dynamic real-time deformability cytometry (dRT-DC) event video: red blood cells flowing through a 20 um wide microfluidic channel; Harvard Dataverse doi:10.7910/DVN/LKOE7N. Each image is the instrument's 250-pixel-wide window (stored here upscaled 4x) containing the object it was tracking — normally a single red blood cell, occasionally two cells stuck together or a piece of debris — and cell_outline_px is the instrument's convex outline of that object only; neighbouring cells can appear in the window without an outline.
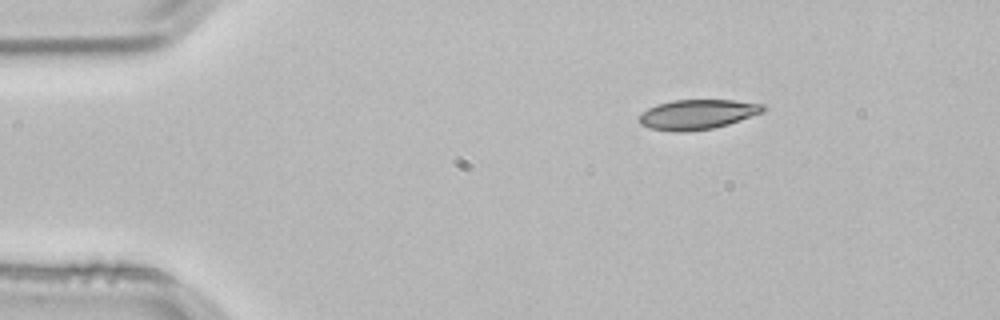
{"species": "common noctule bat (a hibernating species)", "species_latin": "Nyctalus noctula", "temperature_condition": "room temperature", "stored_images_in_passage": 2, "camera_frame_rate_fps": 3000, "um_per_image_px": 0.085, "animal": {"sex": "male", "body_mass_g": 21.5, "forearm_length_mm": 52.0}, "frame": {"image": 1, "passage_image": 1, "time_ms": 0.0, "image_size_px": [1000, 320], "cell_outline_px": [[768, 108], [764, 112], [728, 124], [712, 128], [684, 132], [676, 132], [648, 128], [640, 124], [636, 120], [648, 108], [656, 104], [672, 100], [732, 100], [764, 104]], "centroid_in_image_um": [59.27, 9.72], "position_along_channel_um": 25.7, "area_um2": 21.68}}
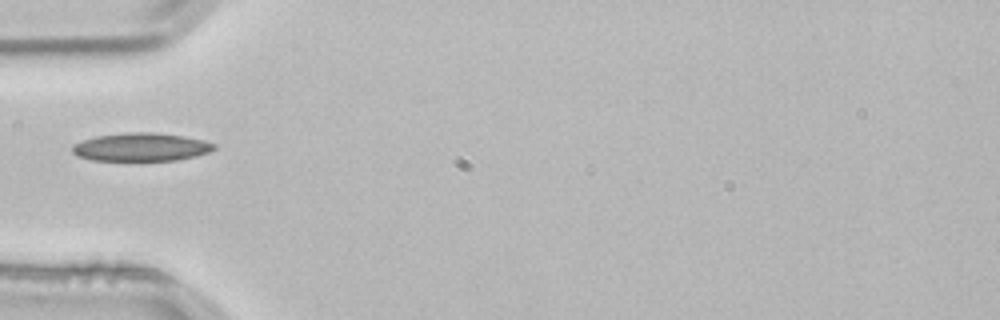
{"frame": {"image": 2, "passage_image": 2, "time_ms": 0.333, "image_size_px": [1000, 320], "cell_outline_px": [[216, 148], [208, 152], [196, 156], [176, 160], [92, 160], [76, 156], [72, 152], [72, 144], [96, 136], [128, 132], [156, 132], [184, 136], [204, 140], [216, 144]], "centroid_in_image_um": [11.99, 12.49], "position_along_channel_um": 73.0, "area_um2": 23.35}}